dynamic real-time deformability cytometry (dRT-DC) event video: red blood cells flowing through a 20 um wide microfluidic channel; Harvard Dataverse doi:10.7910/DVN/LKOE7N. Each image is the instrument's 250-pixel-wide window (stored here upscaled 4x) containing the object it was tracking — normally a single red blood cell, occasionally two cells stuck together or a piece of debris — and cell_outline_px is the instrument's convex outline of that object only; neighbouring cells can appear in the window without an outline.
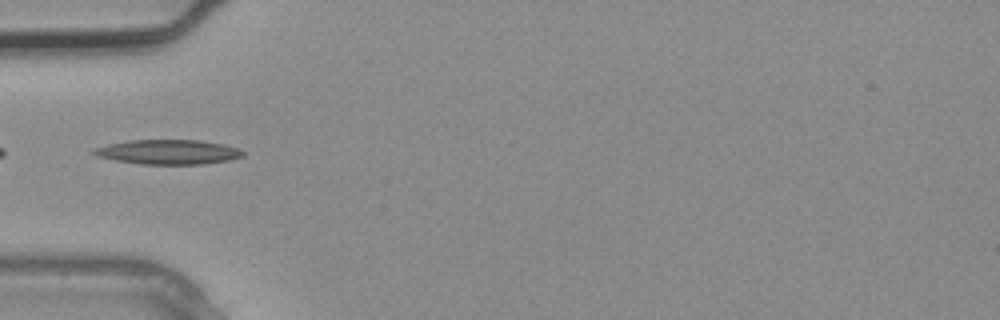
{"species": "common noctule bat (a hibernating species)", "species_latin": "Nyctalus noctula", "temperature_condition": "warm", "stored_images_in_passage": 3, "camera_frame_rate_fps": 3000, "um_per_image_px": 0.085, "animal": {"sex": "male", "body_mass_g": 20.4}, "frame": {"image": 1, "passage_image": 3, "time_ms": 0.667, "image_size_px": [1000, 320], "cell_outline_px": [[244, 156], [228, 160], [200, 164], [140, 164], [116, 160], [96, 156], [88, 152], [92, 148], [108, 144], [128, 140], [200, 140], [220, 144], [236, 148], [244, 152]], "centroid_in_image_um": [14.2, 12.91], "position_along_channel_um": 70.8, "area_um2": 21.33}}